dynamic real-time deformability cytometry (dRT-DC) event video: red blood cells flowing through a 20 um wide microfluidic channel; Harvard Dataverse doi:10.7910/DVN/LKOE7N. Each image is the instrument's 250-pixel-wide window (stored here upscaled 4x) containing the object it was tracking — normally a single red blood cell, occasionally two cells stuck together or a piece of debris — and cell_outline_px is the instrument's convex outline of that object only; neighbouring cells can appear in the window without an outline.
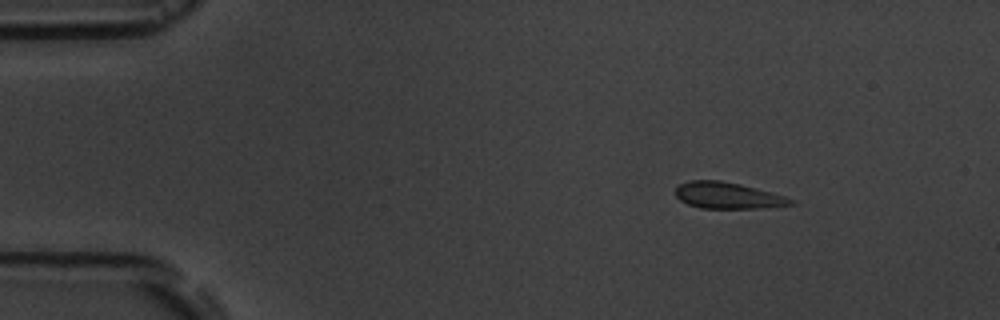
{"species": "common noctule bat (a hibernating species)", "species_latin": "Nyctalus noctula", "temperature_condition": "room temperature", "stored_images_in_passage": 4, "camera_frame_rate_fps": 3000, "um_per_image_px": 0.085, "animal": {"sex": "male", "body_mass_g": 19.5, "forearm_length_mm": 54.6}, "frame": {"image": 1, "passage_image": 1, "time_ms": 0.0, "image_size_px": [1000, 320], "cell_outline_px": [[800, 204], [756, 208], [700, 208], [688, 204], [680, 200], [676, 196], [676, 188], [680, 184], [688, 180], [720, 180], [740, 184], [756, 188], [784, 196], [796, 200]], "centroid_in_image_um": [61.89, 16.62], "position_along_channel_um": 23.1, "area_um2": 17.74}}
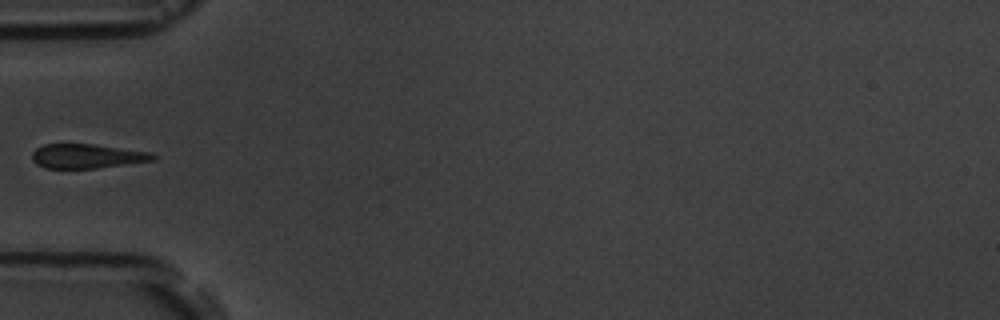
{"frame": {"image": 2, "passage_image": 4, "time_ms": 3.667, "image_size_px": [1000, 320], "cell_outline_px": [[160, 156], [156, 160], [96, 168], [44, 168], [36, 164], [32, 160], [32, 152], [36, 148], [44, 144], [92, 144], [148, 152]], "centroid_in_image_um": [7.38, 13.27], "position_along_channel_um": 77.6, "area_um2": 17.11}}